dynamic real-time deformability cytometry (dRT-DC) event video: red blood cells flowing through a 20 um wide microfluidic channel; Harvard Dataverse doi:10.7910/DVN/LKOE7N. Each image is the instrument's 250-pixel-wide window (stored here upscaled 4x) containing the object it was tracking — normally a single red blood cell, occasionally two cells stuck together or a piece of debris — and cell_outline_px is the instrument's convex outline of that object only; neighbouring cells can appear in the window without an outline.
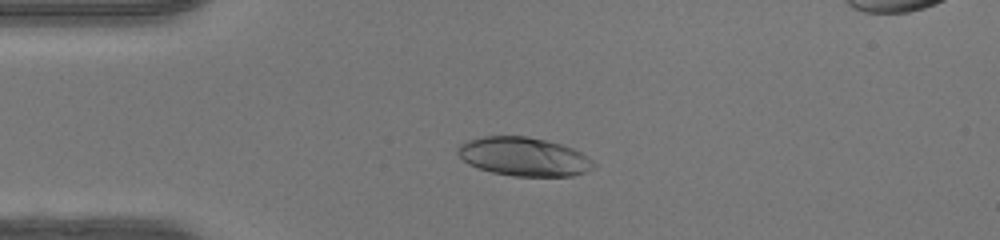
{"species": "human", "species_latin": "Homo sapiens", "temperature_condition": "warm", "stored_images_in_passage": 49, "camera_frame_rate_fps": 3000, "um_per_image_px": 0.085, "donor": {"sex": "female"}, "frame": {"image": 1, "passage_image": 12, "time_ms": 3.667, "image_size_px": [1000, 240], "cell_outline_px": [[596, 164], [592, 168], [584, 172], [572, 176], [512, 176], [492, 172], [468, 164], [456, 152], [456, 148], [460, 144], [468, 140], [484, 136], [528, 136], [560, 144], [572, 148], [580, 152], [592, 160]], "centroid_in_image_um": [44.5, 13.31], "position_along_channel_um": 40.5, "area_um2": 30.46}}
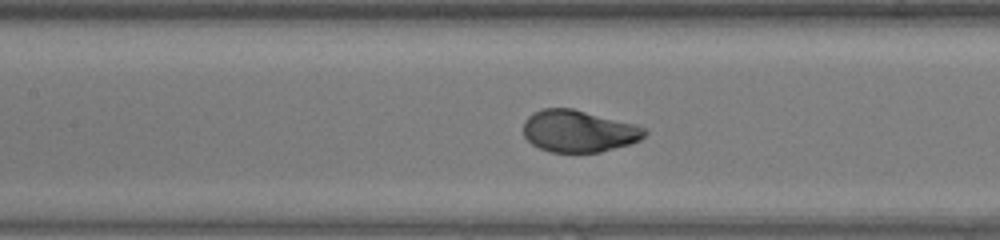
{"frame": {"image": 2, "passage_image": 22, "time_ms": 7.0, "image_size_px": [1000, 240], "cell_outline_px": [[648, 132], [640, 140], [632, 144], [600, 152], [552, 152], [540, 148], [532, 144], [524, 136], [524, 120], [532, 112], [544, 108], [572, 108], [636, 124], [644, 128]], "centroid_in_image_um": [49.2, 11.14], "position_along_channel_um": 158.2, "area_um2": 29.77}}
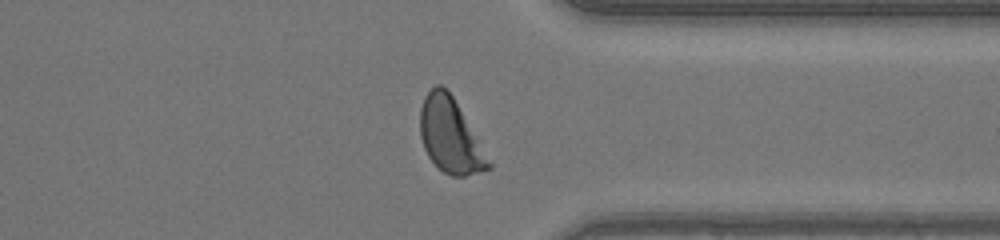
{"frame": {"image": 3, "passage_image": 37, "time_ms": 12.0, "image_size_px": [1000, 240], "cell_outline_px": [[492, 168], [464, 176], [452, 176], [444, 172], [428, 156], [424, 148], [420, 136], [420, 108], [424, 96], [436, 84], [440, 84], [452, 96], [492, 164]], "centroid_in_image_um": [38.24, 11.54], "position_along_channel_um": 373.2, "area_um2": 29.02}, "authors_computed_cell_mechanics": {"area_um2": 30.6918, "velocity_mm_per_s": 4.3625, "shape_relaxation_time_tau1_ms": 1.9422, "shape_relaxation_time_tau2_ms": null, "deformation_change_tau1": 0.2076, "deformation_change_tau2": null}}